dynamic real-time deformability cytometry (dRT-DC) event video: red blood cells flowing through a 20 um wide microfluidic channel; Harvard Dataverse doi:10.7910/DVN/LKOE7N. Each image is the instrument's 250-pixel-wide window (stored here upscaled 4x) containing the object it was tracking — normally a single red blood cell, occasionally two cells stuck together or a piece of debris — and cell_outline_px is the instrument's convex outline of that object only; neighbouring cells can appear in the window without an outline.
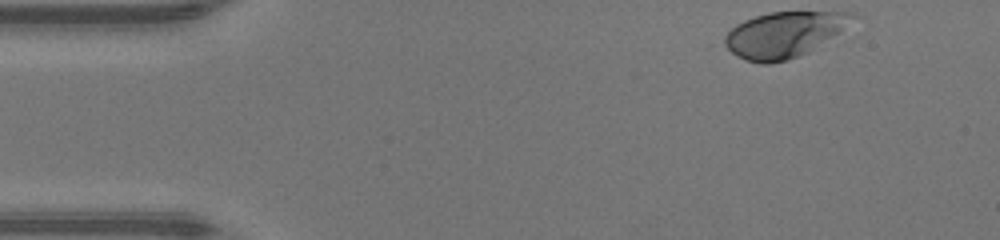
{"species": "human", "species_latin": "Homo sapiens", "temperature_condition": "warm", "stored_images_in_passage": 39, "camera_frame_rate_fps": 3000, "um_per_image_px": 0.085, "donor": {"sex": "male"}, "frame": {"image": 1, "passage_image": 1, "time_ms": 0.0, "image_size_px": [1000, 240], "cell_outline_px": [[864, 16], [840, 32], [808, 52], [800, 56], [788, 60], [768, 64], [760, 64], [744, 60], [736, 56], [724, 44], [724, 36], [736, 24], [744, 20], [768, 12], [856, 12]], "centroid_in_image_um": [66.72, 2.93], "position_along_channel_um": 18.3, "area_um2": 34.45}}
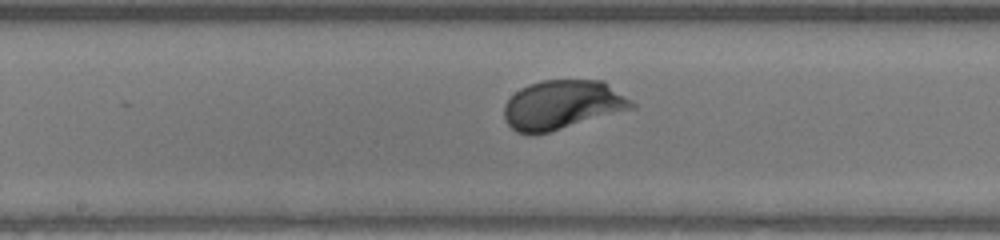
{"frame": {"image": 2, "passage_image": 20, "time_ms": 6.333, "image_size_px": [1000, 240], "cell_outline_px": [[636, 108], [548, 132], [528, 136], [516, 132], [504, 120], [504, 104], [520, 88], [528, 84], [540, 80], [604, 80], [636, 104]], "centroid_in_image_um": [47.79, 8.91], "position_along_channel_um": 200.4, "area_um2": 36.76}}
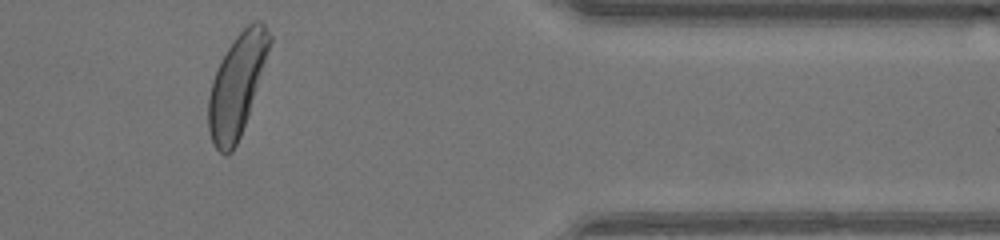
{"frame": {"image": 3, "passage_image": 35, "time_ms": 11.333, "image_size_px": [1000, 240], "cell_outline_px": [[272, 40], [248, 116], [240, 136], [232, 152], [224, 156], [216, 148], [212, 140], [208, 128], [208, 96], [212, 80], [220, 60], [236, 36], [248, 24], [256, 20], [260, 20], [264, 24], [272, 36]], "centroid_in_image_um": [20.13, 7.24], "position_along_channel_um": 391.3, "area_um2": 35.89}, "authors_computed_cell_mechanics": {"area_um2": 34.969, "velocity_mm_per_s": 4.3795, "shape_relaxation_time_tau1_ms": 1.4193, "shape_relaxation_time_tau2_ms": null, "deformation_change_tau1": 0.1218, "deformation_change_tau2": null}}